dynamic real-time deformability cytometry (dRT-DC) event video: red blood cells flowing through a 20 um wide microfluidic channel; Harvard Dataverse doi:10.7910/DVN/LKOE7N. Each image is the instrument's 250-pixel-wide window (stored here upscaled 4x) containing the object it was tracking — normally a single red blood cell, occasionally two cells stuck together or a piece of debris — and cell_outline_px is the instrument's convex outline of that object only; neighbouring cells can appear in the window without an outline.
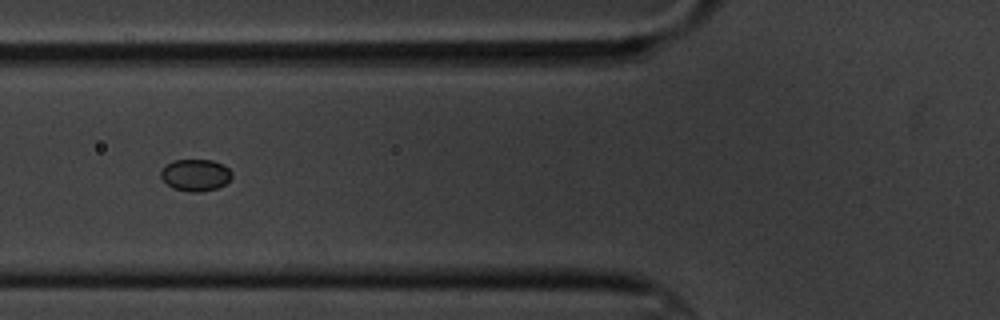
{"species": "common noctule bat (a hibernating species)", "species_latin": "Nyctalus noctula", "temperature_condition": "cold", "stored_images_in_passage": 9, "camera_frame_rate_fps": 3000, "um_per_image_px": 0.085, "animal": {"sex": "male", "body_mass_g": 20.1, "forearm_length_mm": 53.5}, "frame": {"image": 1, "passage_image": 7, "time_ms": 7.0, "image_size_px": [1000, 320], "cell_outline_px": [[232, 176], [224, 184], [216, 188], [200, 192], [192, 192], [172, 188], [160, 176], [160, 172], [172, 160], [212, 160], [224, 164], [232, 172]], "centroid_in_image_um": [16.63, 14.87], "position_along_channel_um": 109.2, "area_um2": 13.06}}
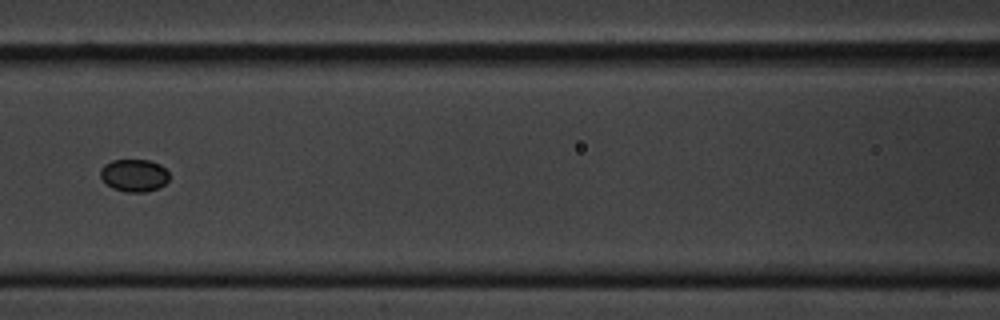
{"frame": {"image": 2, "passage_image": 8, "time_ms": 8.333, "image_size_px": [1000, 320], "cell_outline_px": [[168, 180], [164, 184], [156, 188], [144, 192], [124, 192], [112, 188], [100, 176], [100, 168], [104, 164], [112, 160], [148, 160], [160, 164], [168, 172]], "centroid_in_image_um": [11.37, 14.9], "position_along_channel_um": 155.2, "area_um2": 12.95}}
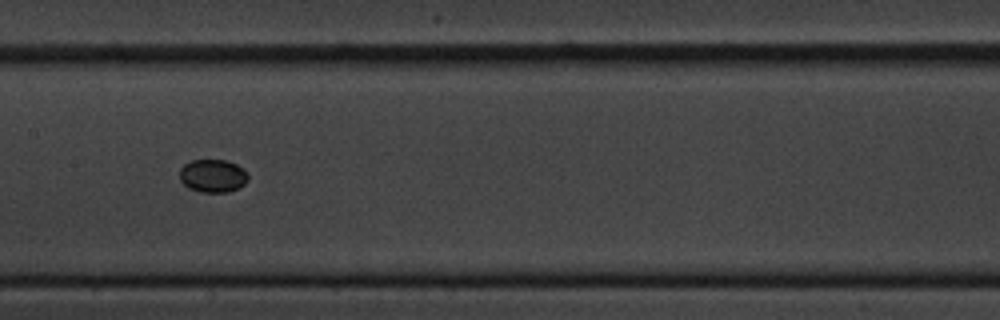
{"frame": {"image": 3, "passage_image": 9, "time_ms": 9.333, "image_size_px": [1000, 320], "cell_outline_px": [[248, 180], [244, 184], [228, 192], [200, 192], [188, 188], [180, 180], [180, 168], [184, 164], [192, 160], [224, 160], [236, 164], [244, 168], [248, 176]], "centroid_in_image_um": [18.08, 14.94], "position_along_channel_um": 189.3, "area_um2": 13.18}}